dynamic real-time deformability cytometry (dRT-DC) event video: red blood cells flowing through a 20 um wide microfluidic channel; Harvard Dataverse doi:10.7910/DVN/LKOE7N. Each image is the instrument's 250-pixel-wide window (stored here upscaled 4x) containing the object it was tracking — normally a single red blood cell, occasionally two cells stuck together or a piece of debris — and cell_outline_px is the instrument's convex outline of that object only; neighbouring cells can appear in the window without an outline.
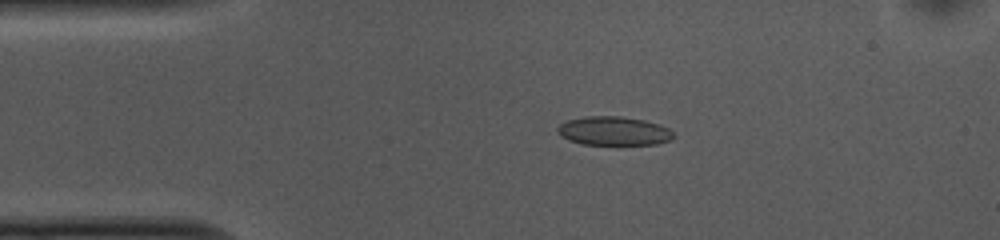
{"species": "common noctule bat (a hibernating species)", "species_latin": "Nyctalus noctula", "temperature_condition": "cold", "stored_images_in_passage": 51, "camera_frame_rate_fps": 3000, "um_per_image_px": 0.085, "animal": {"sex": "female", "body_mass_g": 10.0, "forearm_length_mm": 53.1}, "frame": {"image": 1, "passage_image": 9, "time_ms": 2.667, "image_size_px": [1000, 240], "cell_outline_px": [[672, 140], [656, 144], [620, 148], [616, 148], [580, 144], [568, 140], [560, 136], [556, 128], [560, 124], [568, 120], [584, 116], [620, 116], [644, 120], [660, 124], [668, 128], [672, 132]], "centroid_in_image_um": [52.16, 11.2], "position_along_channel_um": 32.8, "area_um2": 20.63}}
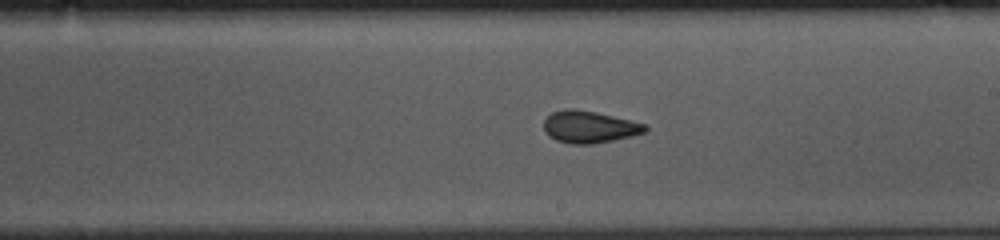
{"frame": {"image": 2, "passage_image": 28, "time_ms": 9.0, "image_size_px": [1000, 240], "cell_outline_px": [[648, 132], [632, 136], [592, 144], [572, 144], [556, 140], [548, 136], [544, 132], [544, 120], [552, 112], [564, 108], [576, 108], [596, 112], [644, 124], [648, 128]], "centroid_in_image_um": [50.06, 10.78], "position_along_channel_um": 238.9, "area_um2": 18.96}}
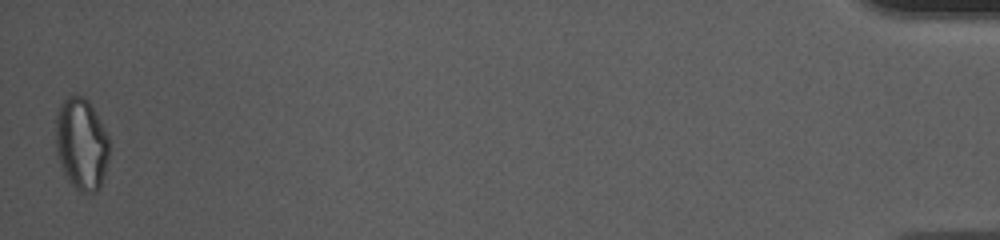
{"frame": {"image": 3, "passage_image": 51, "time_ms": 16.667, "image_size_px": [1000, 240], "cell_outline_px": [[108, 160], [100, 188], [96, 192], [80, 192], [68, 180], [60, 164], [56, 152], [56, 112], [60, 104], [68, 96], [84, 96], [88, 100], [108, 136]], "centroid_in_image_um": [6.91, 12.24], "position_along_channel_um": 428.3, "area_um2": 28.5}, "authors_computed_cell_mechanics": {"area_um2": 19.2474, "velocity_mm_per_s": 3.7399, "shape_relaxation_time_tau1_ms": 7.567, "shape_relaxation_time_tau2_ms": 2.0149, "deformation_change_tau1": 0.1259, "deformation_change_tau2": 0.076}}